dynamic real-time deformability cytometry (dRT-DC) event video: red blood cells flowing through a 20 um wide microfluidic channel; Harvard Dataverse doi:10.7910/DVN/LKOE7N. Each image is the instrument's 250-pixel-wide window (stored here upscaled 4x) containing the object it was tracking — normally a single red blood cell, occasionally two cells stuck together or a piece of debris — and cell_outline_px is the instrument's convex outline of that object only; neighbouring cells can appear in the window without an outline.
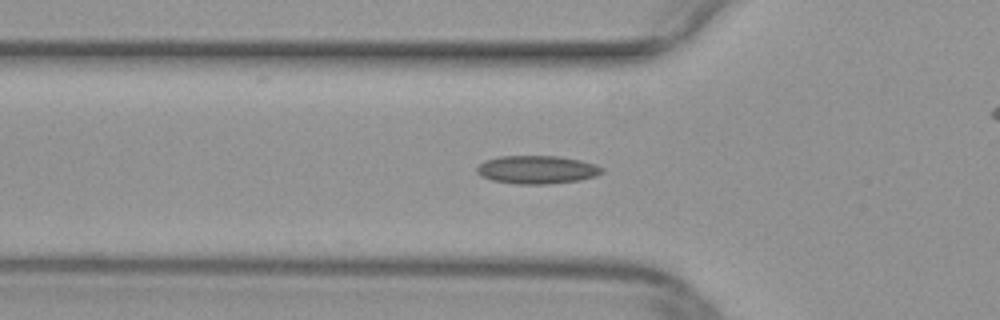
{"species": "common noctule bat (a hibernating species)", "species_latin": "Nyctalus noctula", "temperature_condition": "warm", "stored_images_in_passage": 40, "camera_frame_rate_fps": 3000, "um_per_image_px": 0.085, "animal": {"sex": "female", "body_mass_g": 29.2, "forearm_length_mm": 56.3}, "frame": {"image": 1, "passage_image": 6, "time_ms": 1.667, "image_size_px": [1000, 320], "cell_outline_px": [[604, 172], [596, 176], [580, 180], [548, 184], [516, 184], [492, 180], [480, 176], [476, 172], [476, 168], [484, 160], [500, 156], [560, 156], [580, 160], [596, 164], [604, 168]], "centroid_in_image_um": [45.65, 14.42], "position_along_channel_um": 80.1, "area_um2": 20.75}}
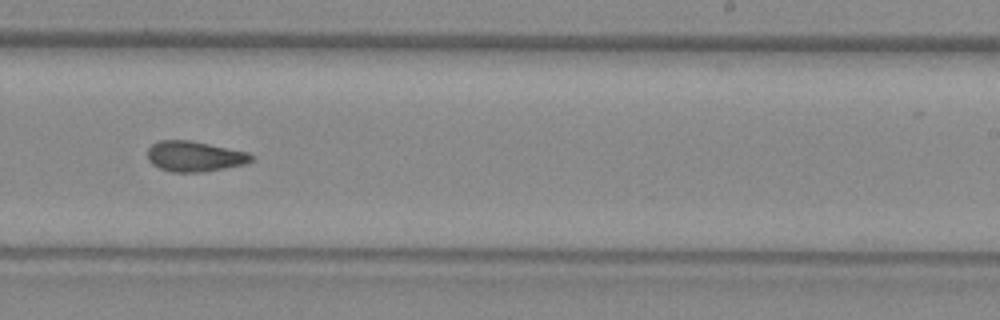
{"frame": {"image": 2, "passage_image": 20, "time_ms": 6.333, "image_size_px": [1000, 320], "cell_outline_px": [[252, 160], [244, 164], [204, 172], [172, 172], [160, 168], [152, 164], [148, 160], [148, 148], [152, 144], [160, 140], [188, 140], [248, 152], [252, 156]], "centroid_in_image_um": [16.5, 13.29], "position_along_channel_um": 272.5, "area_um2": 18.21}}
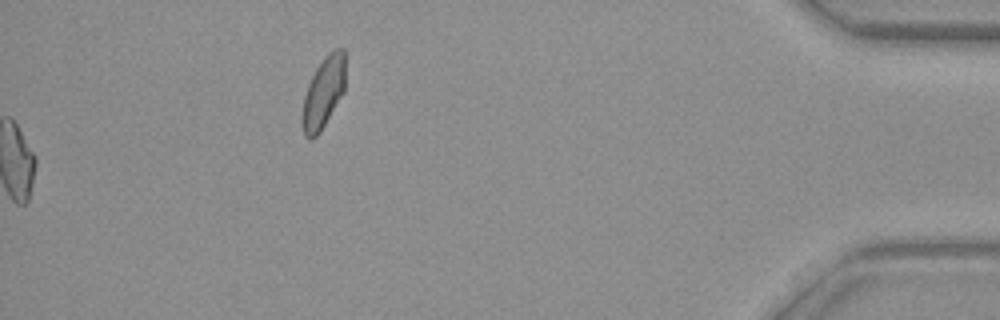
{"frame": {"image": 3, "passage_image": 40, "time_ms": 13.0, "image_size_px": [1000, 320], "cell_outline_px": [[344, 92], [320, 132], [316, 136], [308, 140], [304, 136], [304, 96], [308, 84], [316, 68], [324, 56], [328, 52], [336, 48], [344, 48]], "centroid_in_image_um": [27.52, 7.83], "position_along_channel_um": 407.7, "area_um2": 17.46}}